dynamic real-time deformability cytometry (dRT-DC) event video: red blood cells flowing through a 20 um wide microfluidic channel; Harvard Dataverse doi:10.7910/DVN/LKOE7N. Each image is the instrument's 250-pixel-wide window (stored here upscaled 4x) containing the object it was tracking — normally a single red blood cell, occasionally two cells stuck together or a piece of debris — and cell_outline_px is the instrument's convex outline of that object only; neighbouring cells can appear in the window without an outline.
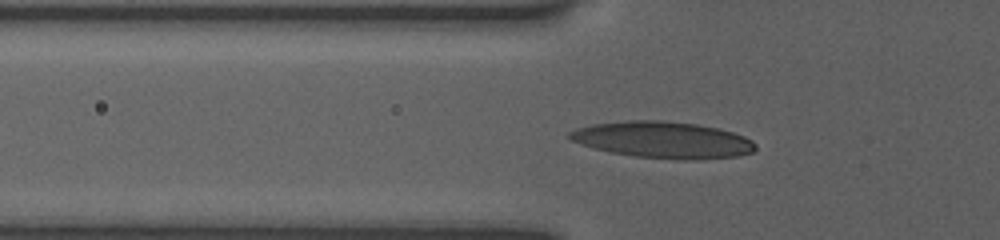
{"species": "human", "species_latin": "Homo sapiens", "temperature_condition": "room temperature", "stored_images_in_passage": 39, "camera_frame_rate_fps": 3000, "um_per_image_px": 0.085, "donor": {"sex": "female"}, "frame": {"image": 1, "passage_image": 9, "time_ms": 2.667, "image_size_px": [1000, 240], "cell_outline_px": [[756, 148], [752, 152], [736, 156], [684, 160], [636, 156], [612, 152], [580, 144], [572, 140], [568, 136], [568, 132], [576, 128], [592, 124], [628, 120], [664, 120], [696, 124], [716, 128], [732, 132], [744, 136], [752, 140], [756, 144]], "centroid_in_image_um": [56.34, 11.87], "position_along_channel_um": 69.5, "area_um2": 39.25}}
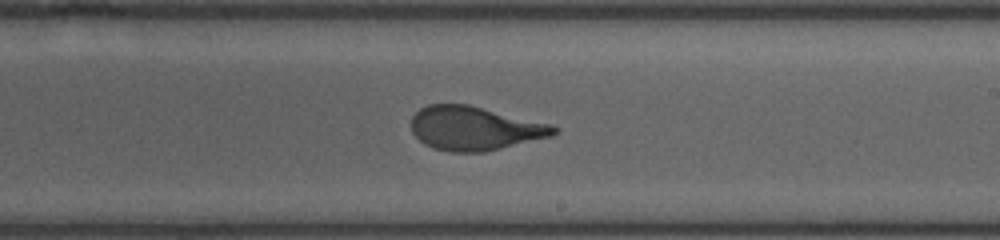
{"frame": {"image": 2, "passage_image": 24, "time_ms": 7.333, "image_size_px": [1000, 240], "cell_outline_px": [[560, 132], [552, 136], [484, 152], [448, 152], [432, 148], [424, 144], [412, 132], [412, 116], [420, 108], [428, 104], [468, 104], [552, 124], [560, 128]], "centroid_in_image_um": [40.36, 10.91], "position_along_channel_um": 248.6, "area_um2": 36.65}}
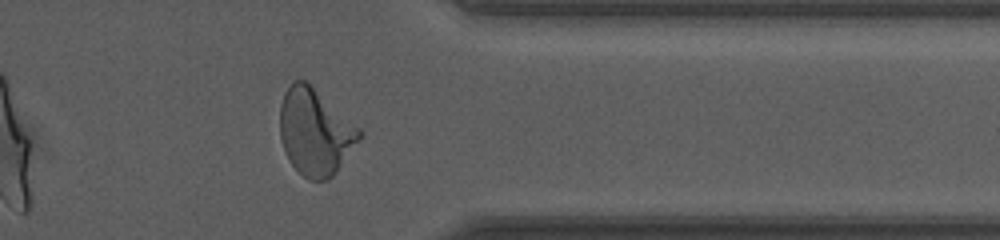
{"frame": {"image": 3, "passage_image": 35, "time_ms": 11.0, "image_size_px": [1000, 240], "cell_outline_px": [[360, 136], [336, 172], [328, 180], [308, 180], [288, 160], [284, 152], [280, 136], [280, 104], [284, 92], [296, 80], [308, 80], [360, 128]], "centroid_in_image_um": [26.75, 11.18], "position_along_channel_um": 384.6, "area_um2": 39.82}, "authors_computed_cell_mechanics": {"area_um2": 36.8764, "velocity_mm_per_s": 3.8624, "shape_relaxation_time_tau1_ms": 3.9324, "shape_relaxation_time_tau2_ms": 0.6935, "deformation_change_tau1": 0.205, "deformation_change_tau2": 0.0887}}